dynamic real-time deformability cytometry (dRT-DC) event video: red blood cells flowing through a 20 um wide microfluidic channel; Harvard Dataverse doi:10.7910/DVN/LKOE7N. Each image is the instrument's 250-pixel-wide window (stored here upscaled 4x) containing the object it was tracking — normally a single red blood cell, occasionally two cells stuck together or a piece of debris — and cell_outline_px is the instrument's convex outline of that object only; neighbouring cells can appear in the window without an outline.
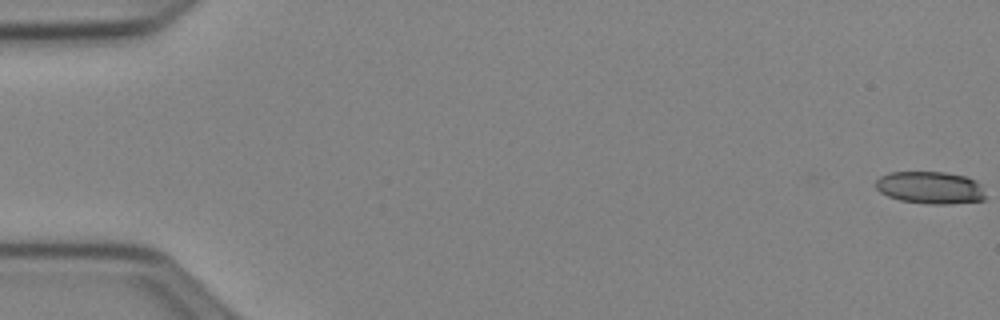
{"species": "Egyptian fruit bat (a non-hibernating species)", "species_latin": "Rousettus aegyptiacus", "temperature_condition": "cold", "stored_images_in_passage": 53, "camera_frame_rate_fps": 3000, "um_per_image_px": 0.085, "animal": {"sex": "female"}, "frame": {"image": 1, "passage_image": 1, "time_ms": 0.0, "image_size_px": [1000, 320], "cell_outline_px": [[984, 200], [948, 204], [928, 204], [900, 200], [888, 196], [880, 192], [876, 188], [876, 180], [880, 176], [888, 172], [944, 172], [968, 176], [976, 180], [980, 184], [984, 196]], "centroid_in_image_um": [79.06, 15.94], "position_along_channel_um": 5.9, "area_um2": 20.75}}
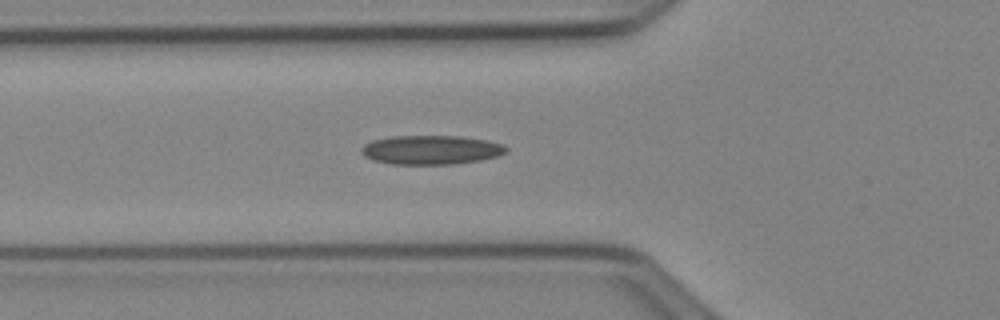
{"frame": {"image": 2, "passage_image": 20, "time_ms": 6.333, "image_size_px": [1000, 320], "cell_outline_px": [[508, 152], [500, 156], [480, 160], [452, 164], [392, 164], [372, 160], [364, 156], [360, 152], [360, 148], [364, 144], [372, 140], [392, 136], [460, 136], [484, 140], [500, 144], [508, 148]], "centroid_in_image_um": [36.61, 12.74], "position_along_channel_um": 89.2, "area_um2": 24.62}}
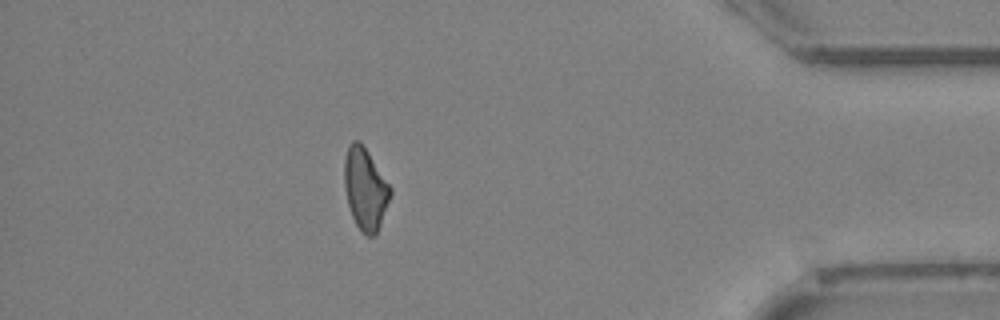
{"frame": {"image": 3, "passage_image": 47, "time_ms": 15.333, "image_size_px": [1000, 320], "cell_outline_px": [[392, 192], [376, 236], [368, 236], [360, 232], [352, 216], [348, 204], [344, 188], [344, 160], [348, 144], [352, 140], [360, 140], [392, 188]], "centroid_in_image_um": [31.03, 16.05], "position_along_channel_um": 404.2, "area_um2": 22.08}}